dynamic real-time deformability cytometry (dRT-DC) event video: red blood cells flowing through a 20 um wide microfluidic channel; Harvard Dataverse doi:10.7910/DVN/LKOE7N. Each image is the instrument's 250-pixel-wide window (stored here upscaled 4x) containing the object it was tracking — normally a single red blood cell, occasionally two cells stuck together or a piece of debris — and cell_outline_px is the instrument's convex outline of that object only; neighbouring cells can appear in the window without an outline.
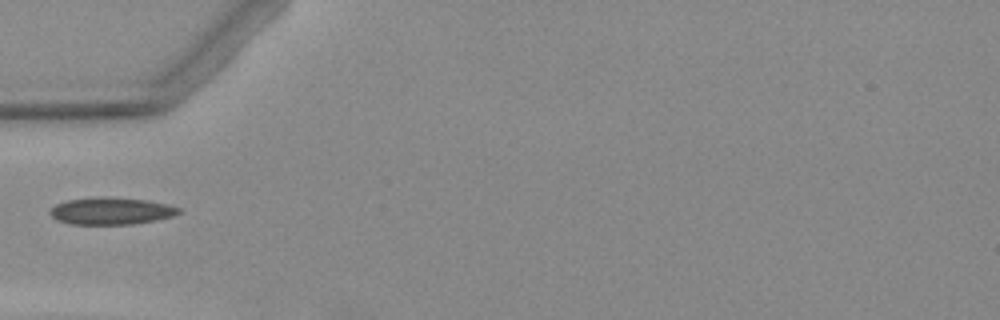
{"species": "Egyptian fruit bat (a non-hibernating species)", "species_latin": "Rousettus aegyptiacus", "temperature_condition": "warm", "stored_images_in_passage": 1, "camera_frame_rate_fps": 3000, "um_per_image_px": 0.085, "animal": {"sex": "female"}, "frame": {"image": 1, "passage_image": 1, "time_ms": 0.0, "image_size_px": [1000, 320], "cell_outline_px": [[180, 212], [172, 216], [132, 224], [72, 224], [56, 220], [48, 212], [56, 204], [68, 200], [100, 196], [108, 196], [148, 200], [180, 208]], "centroid_in_image_um": [9.4, 17.92], "position_along_channel_um": 75.6, "area_um2": 20.17}}